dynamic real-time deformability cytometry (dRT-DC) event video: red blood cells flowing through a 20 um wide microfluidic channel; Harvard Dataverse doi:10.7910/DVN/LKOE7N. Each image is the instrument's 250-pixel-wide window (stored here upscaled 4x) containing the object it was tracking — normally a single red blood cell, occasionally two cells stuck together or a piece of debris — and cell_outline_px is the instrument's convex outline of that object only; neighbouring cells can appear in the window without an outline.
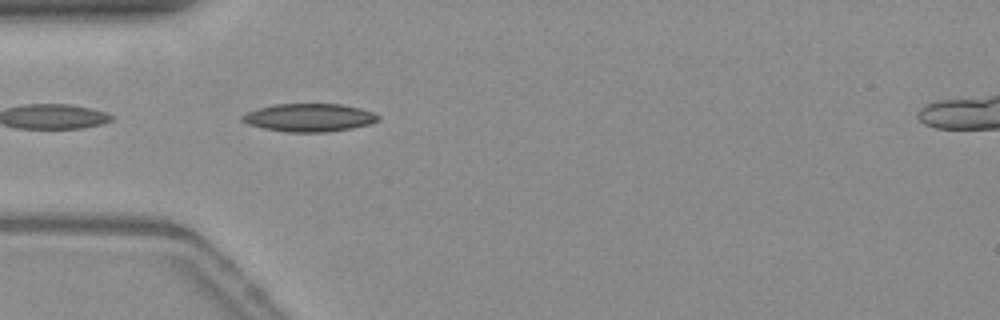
{"species": "common noctule bat (a hibernating species)", "species_latin": "Nyctalus noctula", "temperature_condition": "warm", "stored_images_in_passage": 37, "camera_frame_rate_fps": 3000, "um_per_image_px": 0.085, "animal": {"sex": "female", "body_mass_g": 19.3, "forearm_length_mm": 54.1}, "frame": {"image": 1, "passage_image": 2, "time_ms": 0.333, "image_size_px": [1000, 320], "cell_outline_px": [[380, 120], [368, 124], [352, 128], [328, 132], [288, 132], [264, 128], [248, 124], [240, 120], [240, 116], [248, 112], [260, 108], [276, 104], [340, 104], [360, 108], [372, 112], [380, 116]], "centroid_in_image_um": [26.29, 10.0], "position_along_channel_um": 58.7, "area_um2": 22.08}}
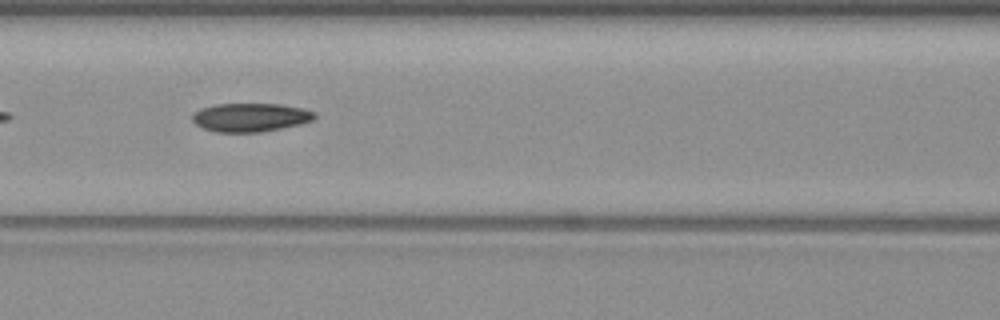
{"frame": {"image": 2, "passage_image": 9, "time_ms": 2.667, "image_size_px": [1000, 320], "cell_outline_px": [[316, 116], [312, 120], [300, 124], [260, 132], [216, 132], [204, 128], [196, 124], [192, 120], [192, 116], [200, 108], [216, 104], [280, 104], [300, 108], [316, 112]], "centroid_in_image_um": [21.28, 9.97], "position_along_channel_um": 145.3, "area_um2": 20.17}}
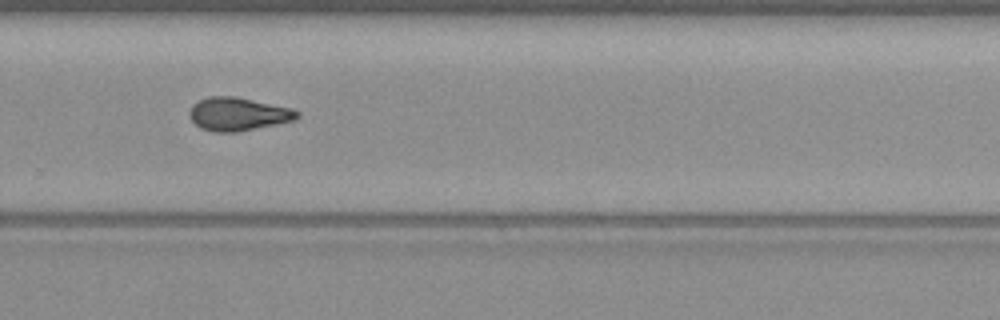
{"frame": {"image": 3, "passage_image": 22, "time_ms": 7.0, "image_size_px": [1000, 320], "cell_outline_px": [[300, 116], [292, 120], [236, 132], [216, 132], [200, 128], [192, 120], [188, 112], [192, 104], [208, 96], [236, 96], [292, 108], [300, 112]], "centroid_in_image_um": [20.21, 9.68], "position_along_channel_um": 309.6, "area_um2": 20.69}, "authors_computed_cell_mechanics": {"area_um2": 20.4034, "velocity_mm_per_s": 3.8055, "shape_relaxation_time_tau1_ms": null, "shape_relaxation_time_tau2_ms": 4.8073, "deformation_change_tau1": null, "deformation_change_tau2": 0.1099}}